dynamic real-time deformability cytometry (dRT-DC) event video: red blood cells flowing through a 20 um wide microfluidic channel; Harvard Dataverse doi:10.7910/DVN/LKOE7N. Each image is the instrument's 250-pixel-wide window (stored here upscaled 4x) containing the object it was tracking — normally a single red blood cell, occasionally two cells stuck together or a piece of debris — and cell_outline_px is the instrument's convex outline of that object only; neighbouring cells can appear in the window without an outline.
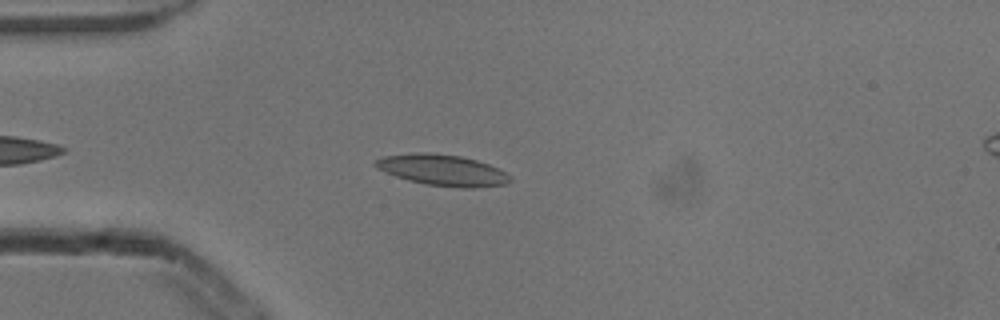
{"species": "common noctule bat (a hibernating species)", "species_latin": "Nyctalus noctula", "temperature_condition": "cold", "stored_images_in_passage": 3, "camera_frame_rate_fps": 3000, "um_per_image_px": 0.085, "animal": {"sex": "male", "body_mass_g": 13.3}, "frame": {"image": 1, "passage_image": 3, "time_ms": 0.667, "image_size_px": [1000, 320], "cell_outline_px": [[512, 180], [504, 184], [476, 188], [460, 188], [424, 184], [408, 180], [396, 176], [372, 164], [376, 160], [384, 156], [416, 152], [432, 152], [460, 156], [476, 160], [500, 168], [512, 176]], "centroid_in_image_um": [37.67, 14.46], "position_along_channel_um": 47.3, "area_um2": 24.45}}